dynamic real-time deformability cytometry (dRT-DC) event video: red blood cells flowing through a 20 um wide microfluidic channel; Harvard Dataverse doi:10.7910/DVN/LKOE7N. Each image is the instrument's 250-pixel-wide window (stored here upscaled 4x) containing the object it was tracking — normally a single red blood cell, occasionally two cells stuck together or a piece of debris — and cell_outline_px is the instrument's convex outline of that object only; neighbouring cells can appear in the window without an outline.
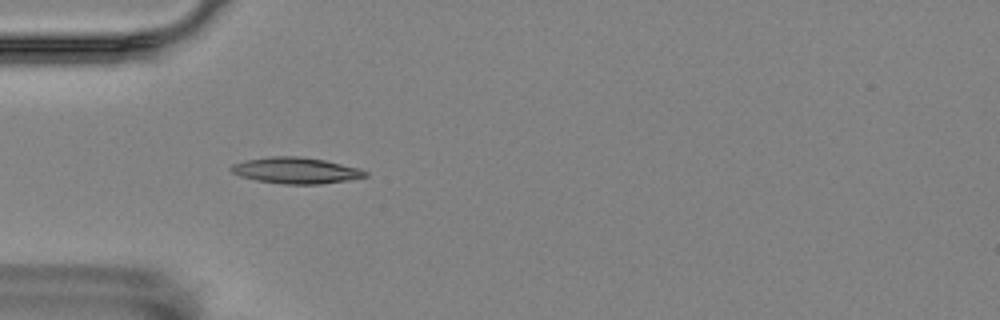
{"species": "Egyptian fruit bat (a non-hibernating species)", "species_latin": "Rousettus aegyptiacus", "temperature_condition": "room temperature", "stored_images_in_passage": 6, "camera_frame_rate_fps": 3000, "um_per_image_px": 0.085, "animal": {"sex": "female"}, "frame": {"image": 1, "passage_image": 5, "time_ms": 4.667, "image_size_px": [1000, 320], "cell_outline_px": [[368, 176], [348, 180], [320, 184], [280, 184], [256, 180], [240, 176], [232, 172], [228, 168], [232, 164], [244, 160], [268, 156], [300, 156], [324, 160], [360, 168], [368, 172]], "centroid_in_image_um": [25.13, 14.48], "position_along_channel_um": 59.9, "area_um2": 20.63}}